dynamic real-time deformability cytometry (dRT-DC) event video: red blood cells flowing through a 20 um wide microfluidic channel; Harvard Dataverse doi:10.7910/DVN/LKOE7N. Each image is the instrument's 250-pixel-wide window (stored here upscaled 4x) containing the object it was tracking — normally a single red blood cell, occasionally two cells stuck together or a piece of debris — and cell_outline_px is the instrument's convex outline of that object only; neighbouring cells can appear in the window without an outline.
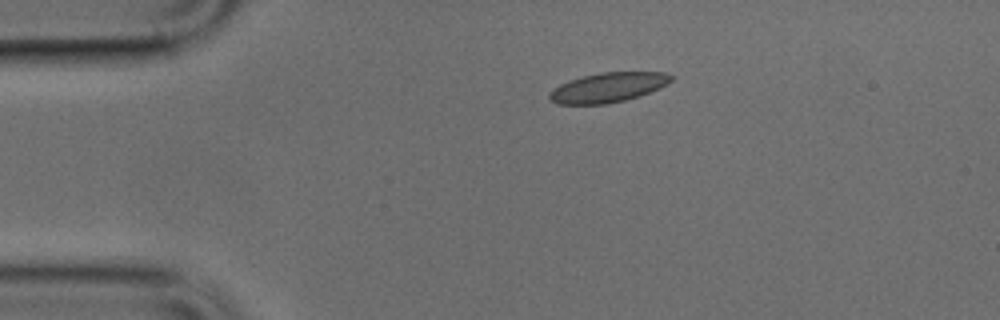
{"species": "common noctule bat (a hibernating species)", "species_latin": "Nyctalus noctula", "temperature_condition": "cold", "stored_images_in_passage": 41, "camera_frame_rate_fps": 3000, "um_per_image_px": 0.085, "animal": {"sex": "male", "body_mass_g": 17.9, "forearm_length_mm": 54.2}, "frame": {"image": 1, "passage_image": 1, "time_ms": 0.0, "image_size_px": [1000, 320], "cell_outline_px": [[676, 76], [668, 84], [660, 88], [640, 96], [624, 100], [604, 104], [556, 104], [548, 96], [560, 84], [568, 80], [600, 72], [664, 72]], "centroid_in_image_um": [51.75, 7.42], "position_along_channel_um": 33.3, "area_um2": 20.98}}
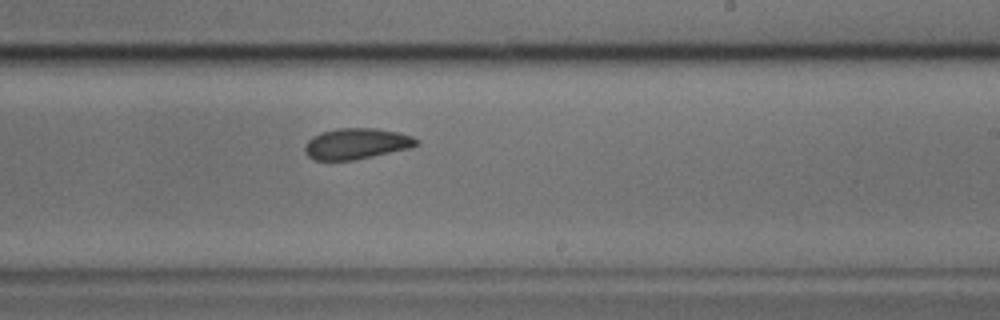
{"frame": {"image": 2, "passage_image": 21, "time_ms": 6.667, "image_size_px": [1000, 320], "cell_outline_px": [[420, 144], [412, 148], [352, 160], [316, 160], [308, 156], [304, 152], [304, 148], [308, 140], [312, 136], [320, 132], [336, 128], [376, 128], [400, 132], [412, 136], [420, 140]], "centroid_in_image_um": [30.33, 12.2], "position_along_channel_um": 258.7, "area_um2": 20.35}}
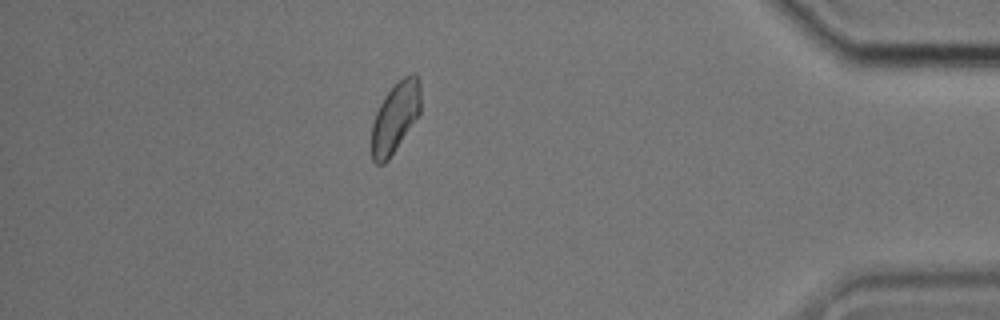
{"frame": {"image": 3, "passage_image": 35, "time_ms": 11.333, "image_size_px": [1000, 320], "cell_outline_px": [[420, 112], [388, 160], [384, 164], [376, 164], [372, 160], [372, 124], [376, 112], [384, 96], [404, 76], [412, 72], [416, 72], [420, 76]], "centroid_in_image_um": [33.6, 9.94], "position_along_channel_um": 401.6, "area_um2": 19.94}}